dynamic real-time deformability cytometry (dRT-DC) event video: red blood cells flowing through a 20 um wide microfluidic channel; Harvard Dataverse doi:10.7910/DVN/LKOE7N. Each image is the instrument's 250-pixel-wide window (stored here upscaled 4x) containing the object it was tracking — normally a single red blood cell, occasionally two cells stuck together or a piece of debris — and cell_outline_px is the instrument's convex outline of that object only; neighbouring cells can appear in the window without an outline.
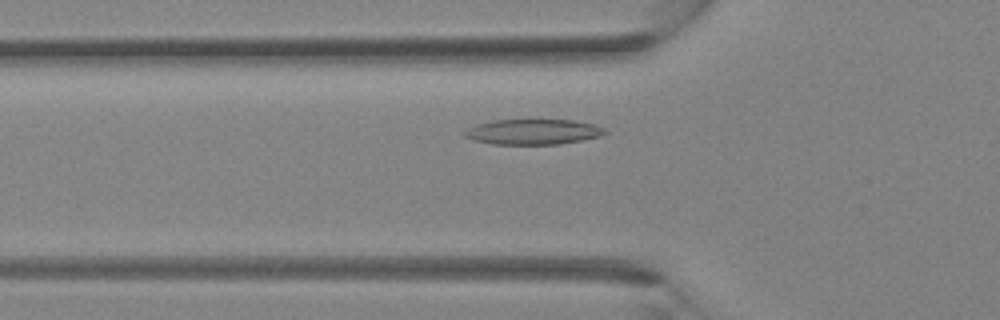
{"species": "Egyptian fruit bat (a non-hibernating species)", "species_latin": "Rousettus aegyptiacus", "temperature_condition": "room temperature", "stored_images_in_passage": 33, "camera_frame_rate_fps": 3000, "um_per_image_px": 0.085, "animal": {"sex": "female"}, "frame": {"image": 1, "passage_image": 8, "time_ms": 2.333, "image_size_px": [1000, 320], "cell_outline_px": [[608, 132], [600, 136], [560, 144], [492, 144], [476, 140], [464, 136], [460, 132], [476, 124], [492, 120], [572, 120], [592, 124], [604, 128]], "centroid_in_image_um": [45.27, 11.2], "position_along_channel_um": 80.5, "area_um2": 20.63}}
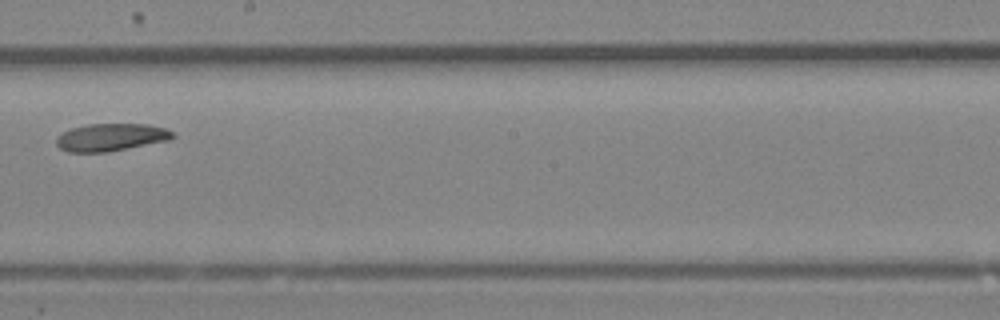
{"frame": {"image": 2, "passage_image": 17, "time_ms": 5.333, "image_size_px": [1000, 320], "cell_outline_px": [[176, 136], [168, 140], [108, 152], [68, 152], [60, 148], [56, 144], [56, 136], [72, 128], [88, 124], [148, 124], [164, 128], [172, 132]], "centroid_in_image_um": [9.41, 11.67], "position_along_channel_um": 238.8, "area_um2": 18.55}}
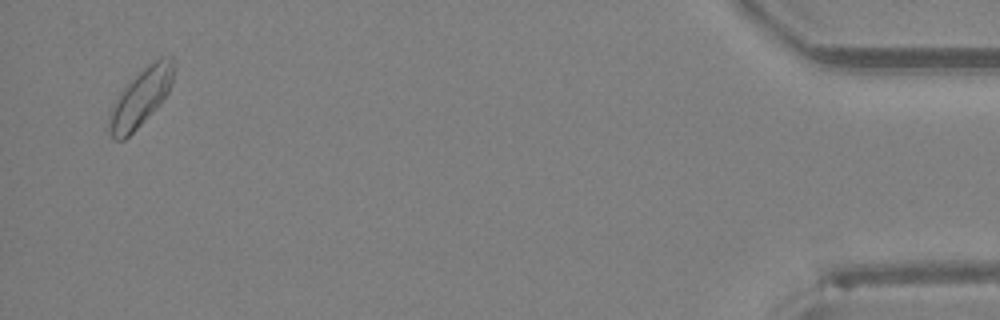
{"frame": {"image": 3, "passage_image": 32, "time_ms": 10.333, "image_size_px": [1000, 320], "cell_outline_px": [[172, 84], [168, 92], [160, 104], [124, 140], [116, 140], [108, 132], [108, 112], [112, 104], [128, 80], [148, 64], [160, 56], [172, 56]], "centroid_in_image_um": [11.91, 8.28], "position_along_channel_um": 423.3, "area_um2": 21.68}}